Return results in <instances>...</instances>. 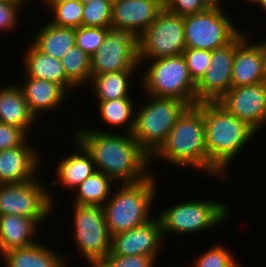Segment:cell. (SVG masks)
<instances>
[{
    "instance_id": "6da1fadb",
    "label": "cell",
    "mask_w": 266,
    "mask_h": 267,
    "mask_svg": "<svg viewBox=\"0 0 266 267\" xmlns=\"http://www.w3.org/2000/svg\"><path fill=\"white\" fill-rule=\"evenodd\" d=\"M75 136L74 140L91 155L96 171L103 172L115 183H137L151 175V157L132 134L89 128L77 130Z\"/></svg>"
},
{
    "instance_id": "7a4b0ae2",
    "label": "cell",
    "mask_w": 266,
    "mask_h": 267,
    "mask_svg": "<svg viewBox=\"0 0 266 267\" xmlns=\"http://www.w3.org/2000/svg\"><path fill=\"white\" fill-rule=\"evenodd\" d=\"M196 105L202 110L204 119L206 175L224 177L229 163L233 162L239 151L241 153L256 132L218 101L198 102Z\"/></svg>"
},
{
    "instance_id": "3957f363",
    "label": "cell",
    "mask_w": 266,
    "mask_h": 267,
    "mask_svg": "<svg viewBox=\"0 0 266 267\" xmlns=\"http://www.w3.org/2000/svg\"><path fill=\"white\" fill-rule=\"evenodd\" d=\"M154 159L207 172L204 119L197 105L188 106L179 116L165 143L151 157L152 163Z\"/></svg>"
},
{
    "instance_id": "277c9868",
    "label": "cell",
    "mask_w": 266,
    "mask_h": 267,
    "mask_svg": "<svg viewBox=\"0 0 266 267\" xmlns=\"http://www.w3.org/2000/svg\"><path fill=\"white\" fill-rule=\"evenodd\" d=\"M137 183H123L102 206L111 236L151 220L149 213L156 193L155 176ZM155 179H154V178Z\"/></svg>"
},
{
    "instance_id": "5b68a950",
    "label": "cell",
    "mask_w": 266,
    "mask_h": 267,
    "mask_svg": "<svg viewBox=\"0 0 266 267\" xmlns=\"http://www.w3.org/2000/svg\"><path fill=\"white\" fill-rule=\"evenodd\" d=\"M135 110L133 138L152 157L167 140L179 116L189 106L175 98L155 97ZM140 108V109H139Z\"/></svg>"
},
{
    "instance_id": "8992f818",
    "label": "cell",
    "mask_w": 266,
    "mask_h": 267,
    "mask_svg": "<svg viewBox=\"0 0 266 267\" xmlns=\"http://www.w3.org/2000/svg\"><path fill=\"white\" fill-rule=\"evenodd\" d=\"M151 61L141 77L147 95L175 98L189 106L197 104L196 83L189 75L183 54Z\"/></svg>"
},
{
    "instance_id": "52a82bcc",
    "label": "cell",
    "mask_w": 266,
    "mask_h": 267,
    "mask_svg": "<svg viewBox=\"0 0 266 267\" xmlns=\"http://www.w3.org/2000/svg\"><path fill=\"white\" fill-rule=\"evenodd\" d=\"M229 209L225 203L212 200H190L164 209L158 218L163 237L165 234L199 233L221 224Z\"/></svg>"
},
{
    "instance_id": "ba28073f",
    "label": "cell",
    "mask_w": 266,
    "mask_h": 267,
    "mask_svg": "<svg viewBox=\"0 0 266 267\" xmlns=\"http://www.w3.org/2000/svg\"><path fill=\"white\" fill-rule=\"evenodd\" d=\"M186 49L213 51L231 43L242 30L233 24L221 7L183 16Z\"/></svg>"
},
{
    "instance_id": "9c48e42d",
    "label": "cell",
    "mask_w": 266,
    "mask_h": 267,
    "mask_svg": "<svg viewBox=\"0 0 266 267\" xmlns=\"http://www.w3.org/2000/svg\"><path fill=\"white\" fill-rule=\"evenodd\" d=\"M138 63L183 54L186 49L183 16L165 8L137 39ZM143 60V61H142Z\"/></svg>"
},
{
    "instance_id": "30bf717a",
    "label": "cell",
    "mask_w": 266,
    "mask_h": 267,
    "mask_svg": "<svg viewBox=\"0 0 266 267\" xmlns=\"http://www.w3.org/2000/svg\"><path fill=\"white\" fill-rule=\"evenodd\" d=\"M39 177L19 184H0V216L20 215L38 223L53 212V193Z\"/></svg>"
},
{
    "instance_id": "8fae6325",
    "label": "cell",
    "mask_w": 266,
    "mask_h": 267,
    "mask_svg": "<svg viewBox=\"0 0 266 267\" xmlns=\"http://www.w3.org/2000/svg\"><path fill=\"white\" fill-rule=\"evenodd\" d=\"M73 206L75 246L92 266L111 252L112 236L107 228L104 210L97 205Z\"/></svg>"
},
{
    "instance_id": "7c38bea8",
    "label": "cell",
    "mask_w": 266,
    "mask_h": 267,
    "mask_svg": "<svg viewBox=\"0 0 266 267\" xmlns=\"http://www.w3.org/2000/svg\"><path fill=\"white\" fill-rule=\"evenodd\" d=\"M139 65L137 38L129 32L111 28L101 47L91 57V76L136 70Z\"/></svg>"
},
{
    "instance_id": "4fadbf2b",
    "label": "cell",
    "mask_w": 266,
    "mask_h": 267,
    "mask_svg": "<svg viewBox=\"0 0 266 267\" xmlns=\"http://www.w3.org/2000/svg\"><path fill=\"white\" fill-rule=\"evenodd\" d=\"M218 102L256 133L266 123V82L231 87Z\"/></svg>"
},
{
    "instance_id": "5bb4252c",
    "label": "cell",
    "mask_w": 266,
    "mask_h": 267,
    "mask_svg": "<svg viewBox=\"0 0 266 267\" xmlns=\"http://www.w3.org/2000/svg\"><path fill=\"white\" fill-rule=\"evenodd\" d=\"M235 49L236 38L228 45L211 51L209 67L196 83L197 103L218 101L230 90Z\"/></svg>"
},
{
    "instance_id": "9a60e30c",
    "label": "cell",
    "mask_w": 266,
    "mask_h": 267,
    "mask_svg": "<svg viewBox=\"0 0 266 267\" xmlns=\"http://www.w3.org/2000/svg\"><path fill=\"white\" fill-rule=\"evenodd\" d=\"M163 238L159 218L155 217L141 226L114 234L108 255H145L153 257L157 262Z\"/></svg>"
},
{
    "instance_id": "2e32d148",
    "label": "cell",
    "mask_w": 266,
    "mask_h": 267,
    "mask_svg": "<svg viewBox=\"0 0 266 267\" xmlns=\"http://www.w3.org/2000/svg\"><path fill=\"white\" fill-rule=\"evenodd\" d=\"M164 9V0H119L112 4L111 28L137 39Z\"/></svg>"
},
{
    "instance_id": "e0dca14e",
    "label": "cell",
    "mask_w": 266,
    "mask_h": 267,
    "mask_svg": "<svg viewBox=\"0 0 266 267\" xmlns=\"http://www.w3.org/2000/svg\"><path fill=\"white\" fill-rule=\"evenodd\" d=\"M36 150L28 141L24 145L1 150L0 184H19L36 178L42 162Z\"/></svg>"
},
{
    "instance_id": "ac0fdd59",
    "label": "cell",
    "mask_w": 266,
    "mask_h": 267,
    "mask_svg": "<svg viewBox=\"0 0 266 267\" xmlns=\"http://www.w3.org/2000/svg\"><path fill=\"white\" fill-rule=\"evenodd\" d=\"M243 30L236 37L235 57L232 67V87L266 82V72L257 46L249 42Z\"/></svg>"
},
{
    "instance_id": "d6986e66",
    "label": "cell",
    "mask_w": 266,
    "mask_h": 267,
    "mask_svg": "<svg viewBox=\"0 0 266 267\" xmlns=\"http://www.w3.org/2000/svg\"><path fill=\"white\" fill-rule=\"evenodd\" d=\"M39 223L20 215L0 216V256L15 248L28 247L37 243L35 238Z\"/></svg>"
},
{
    "instance_id": "ffe728a7",
    "label": "cell",
    "mask_w": 266,
    "mask_h": 267,
    "mask_svg": "<svg viewBox=\"0 0 266 267\" xmlns=\"http://www.w3.org/2000/svg\"><path fill=\"white\" fill-rule=\"evenodd\" d=\"M25 54L23 66L27 77L54 82L59 84L67 93L73 88L76 89L66 78L61 59L43 53L32 43Z\"/></svg>"
},
{
    "instance_id": "44dd1931",
    "label": "cell",
    "mask_w": 266,
    "mask_h": 267,
    "mask_svg": "<svg viewBox=\"0 0 266 267\" xmlns=\"http://www.w3.org/2000/svg\"><path fill=\"white\" fill-rule=\"evenodd\" d=\"M20 88L36 118L41 114L39 112L60 107L67 96V92L59 84L44 79L26 77Z\"/></svg>"
},
{
    "instance_id": "7402d4cb",
    "label": "cell",
    "mask_w": 266,
    "mask_h": 267,
    "mask_svg": "<svg viewBox=\"0 0 266 267\" xmlns=\"http://www.w3.org/2000/svg\"><path fill=\"white\" fill-rule=\"evenodd\" d=\"M37 119L31 112L20 85L10 84L0 88V122L17 126L28 133V128Z\"/></svg>"
},
{
    "instance_id": "603a6c76",
    "label": "cell",
    "mask_w": 266,
    "mask_h": 267,
    "mask_svg": "<svg viewBox=\"0 0 266 267\" xmlns=\"http://www.w3.org/2000/svg\"><path fill=\"white\" fill-rule=\"evenodd\" d=\"M38 242L2 254L4 267H66L64 256Z\"/></svg>"
},
{
    "instance_id": "cb8c5ba5",
    "label": "cell",
    "mask_w": 266,
    "mask_h": 267,
    "mask_svg": "<svg viewBox=\"0 0 266 267\" xmlns=\"http://www.w3.org/2000/svg\"><path fill=\"white\" fill-rule=\"evenodd\" d=\"M78 149L82 152H73L66 158L60 160L57 168L58 181H52V185H64L69 189L77 188L87 177L91 176L95 171V165L91 155L81 146L76 143ZM80 153V154H79Z\"/></svg>"
},
{
    "instance_id": "d4e9b609",
    "label": "cell",
    "mask_w": 266,
    "mask_h": 267,
    "mask_svg": "<svg viewBox=\"0 0 266 267\" xmlns=\"http://www.w3.org/2000/svg\"><path fill=\"white\" fill-rule=\"evenodd\" d=\"M45 24L35 34L31 43L43 53L62 59L65 53L76 45V29L58 27L49 21Z\"/></svg>"
},
{
    "instance_id": "484cf974",
    "label": "cell",
    "mask_w": 266,
    "mask_h": 267,
    "mask_svg": "<svg viewBox=\"0 0 266 267\" xmlns=\"http://www.w3.org/2000/svg\"><path fill=\"white\" fill-rule=\"evenodd\" d=\"M135 70H123L91 76L90 83L98 101H109L118 98H132L129 96L130 79ZM94 86V87H93Z\"/></svg>"
},
{
    "instance_id": "4316f807",
    "label": "cell",
    "mask_w": 266,
    "mask_h": 267,
    "mask_svg": "<svg viewBox=\"0 0 266 267\" xmlns=\"http://www.w3.org/2000/svg\"><path fill=\"white\" fill-rule=\"evenodd\" d=\"M113 182L114 180L103 172L95 171L75 189L73 204L103 206L113 192L111 190Z\"/></svg>"
},
{
    "instance_id": "83f0119b",
    "label": "cell",
    "mask_w": 266,
    "mask_h": 267,
    "mask_svg": "<svg viewBox=\"0 0 266 267\" xmlns=\"http://www.w3.org/2000/svg\"><path fill=\"white\" fill-rule=\"evenodd\" d=\"M101 119L111 127L126 128L125 132L132 134L135 126L134 100L118 98L109 101H98ZM134 105V106H133ZM126 125V126H125Z\"/></svg>"
},
{
    "instance_id": "f1b7e54d",
    "label": "cell",
    "mask_w": 266,
    "mask_h": 267,
    "mask_svg": "<svg viewBox=\"0 0 266 267\" xmlns=\"http://www.w3.org/2000/svg\"><path fill=\"white\" fill-rule=\"evenodd\" d=\"M66 78L76 87L91 80V57L77 45L61 59Z\"/></svg>"
},
{
    "instance_id": "f546056e",
    "label": "cell",
    "mask_w": 266,
    "mask_h": 267,
    "mask_svg": "<svg viewBox=\"0 0 266 267\" xmlns=\"http://www.w3.org/2000/svg\"><path fill=\"white\" fill-rule=\"evenodd\" d=\"M83 4L79 0H63L53 3L49 22L58 27L79 28L83 26Z\"/></svg>"
},
{
    "instance_id": "4dcf8cb0",
    "label": "cell",
    "mask_w": 266,
    "mask_h": 267,
    "mask_svg": "<svg viewBox=\"0 0 266 267\" xmlns=\"http://www.w3.org/2000/svg\"><path fill=\"white\" fill-rule=\"evenodd\" d=\"M83 6L84 27L111 28L112 4L108 0H93Z\"/></svg>"
},
{
    "instance_id": "1f68e13d",
    "label": "cell",
    "mask_w": 266,
    "mask_h": 267,
    "mask_svg": "<svg viewBox=\"0 0 266 267\" xmlns=\"http://www.w3.org/2000/svg\"><path fill=\"white\" fill-rule=\"evenodd\" d=\"M110 29L111 28L84 26L76 28V45L92 57L101 47Z\"/></svg>"
},
{
    "instance_id": "d6a6232c",
    "label": "cell",
    "mask_w": 266,
    "mask_h": 267,
    "mask_svg": "<svg viewBox=\"0 0 266 267\" xmlns=\"http://www.w3.org/2000/svg\"><path fill=\"white\" fill-rule=\"evenodd\" d=\"M183 56L186 59L190 77L197 83L209 67L211 51L190 48L185 49Z\"/></svg>"
},
{
    "instance_id": "836d02e7",
    "label": "cell",
    "mask_w": 266,
    "mask_h": 267,
    "mask_svg": "<svg viewBox=\"0 0 266 267\" xmlns=\"http://www.w3.org/2000/svg\"><path fill=\"white\" fill-rule=\"evenodd\" d=\"M156 260L145 255L122 256L107 255L91 267H153Z\"/></svg>"
},
{
    "instance_id": "e575fe53",
    "label": "cell",
    "mask_w": 266,
    "mask_h": 267,
    "mask_svg": "<svg viewBox=\"0 0 266 267\" xmlns=\"http://www.w3.org/2000/svg\"><path fill=\"white\" fill-rule=\"evenodd\" d=\"M196 258L195 267H228L235 256L223 245H214Z\"/></svg>"
},
{
    "instance_id": "d590c367",
    "label": "cell",
    "mask_w": 266,
    "mask_h": 267,
    "mask_svg": "<svg viewBox=\"0 0 266 267\" xmlns=\"http://www.w3.org/2000/svg\"><path fill=\"white\" fill-rule=\"evenodd\" d=\"M26 0H0V31L14 30L19 20V10Z\"/></svg>"
},
{
    "instance_id": "8d00e7d4",
    "label": "cell",
    "mask_w": 266,
    "mask_h": 267,
    "mask_svg": "<svg viewBox=\"0 0 266 267\" xmlns=\"http://www.w3.org/2000/svg\"><path fill=\"white\" fill-rule=\"evenodd\" d=\"M27 134L24 129L0 122V151L24 145Z\"/></svg>"
},
{
    "instance_id": "74e56055",
    "label": "cell",
    "mask_w": 266,
    "mask_h": 267,
    "mask_svg": "<svg viewBox=\"0 0 266 267\" xmlns=\"http://www.w3.org/2000/svg\"><path fill=\"white\" fill-rule=\"evenodd\" d=\"M164 8L170 13L186 16L204 11L208 6L202 0H164Z\"/></svg>"
},
{
    "instance_id": "f35d334b",
    "label": "cell",
    "mask_w": 266,
    "mask_h": 267,
    "mask_svg": "<svg viewBox=\"0 0 266 267\" xmlns=\"http://www.w3.org/2000/svg\"><path fill=\"white\" fill-rule=\"evenodd\" d=\"M260 54H261V58H262V63H263V66H264V69H265V72H266V40L265 41H261L259 43H254Z\"/></svg>"
},
{
    "instance_id": "ab89813d",
    "label": "cell",
    "mask_w": 266,
    "mask_h": 267,
    "mask_svg": "<svg viewBox=\"0 0 266 267\" xmlns=\"http://www.w3.org/2000/svg\"><path fill=\"white\" fill-rule=\"evenodd\" d=\"M208 7H223L221 0H202Z\"/></svg>"
},
{
    "instance_id": "60d3db41",
    "label": "cell",
    "mask_w": 266,
    "mask_h": 267,
    "mask_svg": "<svg viewBox=\"0 0 266 267\" xmlns=\"http://www.w3.org/2000/svg\"><path fill=\"white\" fill-rule=\"evenodd\" d=\"M228 267H243V266H241V264L239 263V261H237V260L234 258V260L229 264Z\"/></svg>"
},
{
    "instance_id": "b9f144b4",
    "label": "cell",
    "mask_w": 266,
    "mask_h": 267,
    "mask_svg": "<svg viewBox=\"0 0 266 267\" xmlns=\"http://www.w3.org/2000/svg\"><path fill=\"white\" fill-rule=\"evenodd\" d=\"M47 6L46 7H50L53 3H56L57 1H63V0H43Z\"/></svg>"
},
{
    "instance_id": "7bdbcfd3",
    "label": "cell",
    "mask_w": 266,
    "mask_h": 267,
    "mask_svg": "<svg viewBox=\"0 0 266 267\" xmlns=\"http://www.w3.org/2000/svg\"><path fill=\"white\" fill-rule=\"evenodd\" d=\"M257 5H260L266 12V0H259Z\"/></svg>"
},
{
    "instance_id": "ee69618b",
    "label": "cell",
    "mask_w": 266,
    "mask_h": 267,
    "mask_svg": "<svg viewBox=\"0 0 266 267\" xmlns=\"http://www.w3.org/2000/svg\"><path fill=\"white\" fill-rule=\"evenodd\" d=\"M79 1L84 5V4H87L93 0H79Z\"/></svg>"
},
{
    "instance_id": "f6af8a7d",
    "label": "cell",
    "mask_w": 266,
    "mask_h": 267,
    "mask_svg": "<svg viewBox=\"0 0 266 267\" xmlns=\"http://www.w3.org/2000/svg\"><path fill=\"white\" fill-rule=\"evenodd\" d=\"M245 1H248V2H250V3L252 2V3L257 4L259 0H245Z\"/></svg>"
},
{
    "instance_id": "bcb514c9",
    "label": "cell",
    "mask_w": 266,
    "mask_h": 267,
    "mask_svg": "<svg viewBox=\"0 0 266 267\" xmlns=\"http://www.w3.org/2000/svg\"><path fill=\"white\" fill-rule=\"evenodd\" d=\"M111 4L118 2L119 0H108Z\"/></svg>"
}]
</instances>
